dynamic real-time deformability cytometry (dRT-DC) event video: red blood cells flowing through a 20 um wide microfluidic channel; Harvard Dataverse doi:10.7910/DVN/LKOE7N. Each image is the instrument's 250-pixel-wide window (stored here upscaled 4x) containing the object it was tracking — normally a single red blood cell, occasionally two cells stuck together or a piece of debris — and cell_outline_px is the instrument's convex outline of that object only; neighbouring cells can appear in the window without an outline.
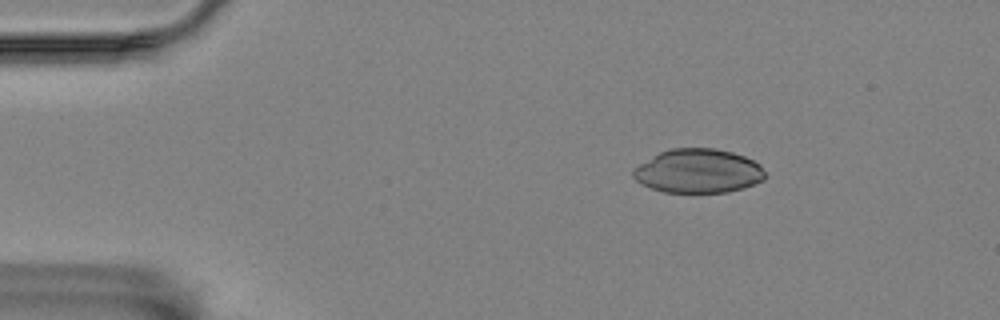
{"species": "Egyptian fruit bat (a non-hibernating species)", "species_latin": "Rousettus aegyptiacus", "temperature_condition": "room temperature", "stored_images_in_passage": 4, "camera_frame_rate_fps": 3000, "um_per_image_px": 0.085, "animal": {"sex": "female"}, "frame": {"image": 1, "passage_image": 1, "time_ms": 0.0, "image_size_px": [1000, 320], "cell_outline_px": [[764, 180], [740, 188], [724, 192], [664, 192], [652, 188], [636, 180], [632, 176], [632, 168], [660, 152], [672, 148], [716, 148], [732, 152], [744, 156], [760, 164], [764, 172]], "centroid_in_image_um": [59.32, 14.52], "position_along_channel_um": 25.7, "area_um2": 33.52}}